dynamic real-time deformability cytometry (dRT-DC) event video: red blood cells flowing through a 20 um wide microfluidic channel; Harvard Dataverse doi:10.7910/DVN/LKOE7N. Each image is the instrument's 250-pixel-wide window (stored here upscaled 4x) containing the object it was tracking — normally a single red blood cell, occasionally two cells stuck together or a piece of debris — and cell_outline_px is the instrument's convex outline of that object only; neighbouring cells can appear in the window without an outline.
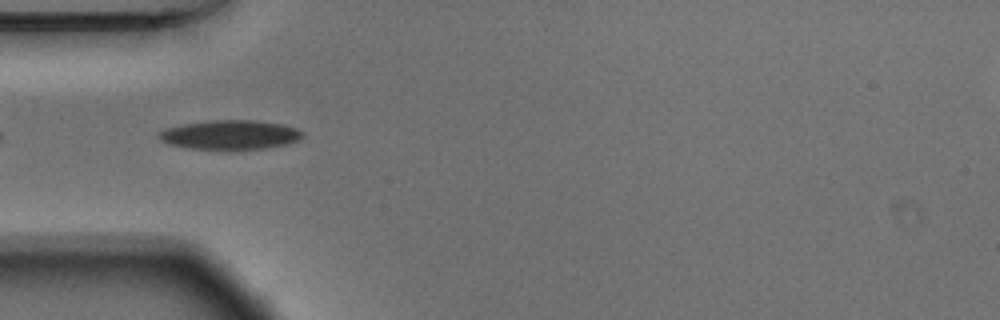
{"species": "Egyptian fruit bat (a non-hibernating species)", "species_latin": "Rousettus aegyptiacus", "temperature_condition": "warm", "stored_images_in_passage": 24, "camera_frame_rate_fps": 3000, "um_per_image_px": 0.085, "animal": {"sex": "male"}, "frame": {"image": 1, "passage_image": 2, "time_ms": 0.333, "image_size_px": [1000, 320], "cell_outline_px": [[304, 136], [300, 140], [288, 144], [264, 148], [192, 148], [168, 144], [160, 140], [156, 136], [164, 128], [184, 124], [208, 120], [256, 120], [280, 124], [296, 128], [304, 132]], "centroid_in_image_um": [19.57, 11.44], "position_along_channel_um": 65.4, "area_um2": 24.28}}
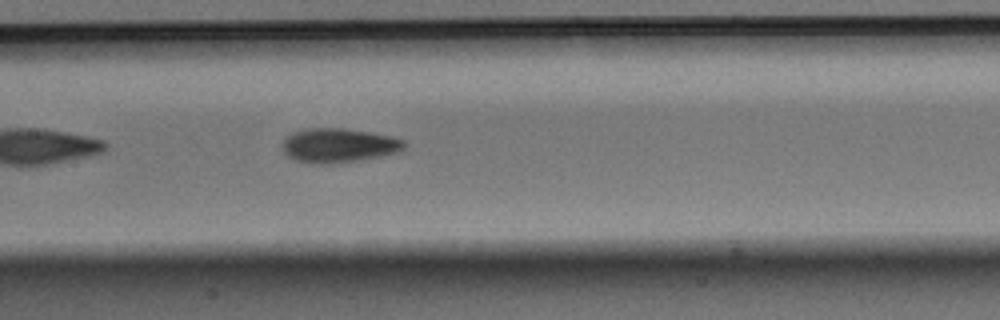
{"frame": {"image": 2, "passage_image": 11, "time_ms": 3.333, "image_size_px": [1000, 320], "cell_outline_px": [[404, 148], [396, 152], [364, 160], [332, 164], [312, 164], [292, 160], [280, 148], [280, 144], [292, 132], [308, 128], [344, 128], [368, 132], [388, 136], [404, 140]], "centroid_in_image_um": [28.7, 12.38], "position_along_channel_um": 178.7, "area_um2": 24.51}}
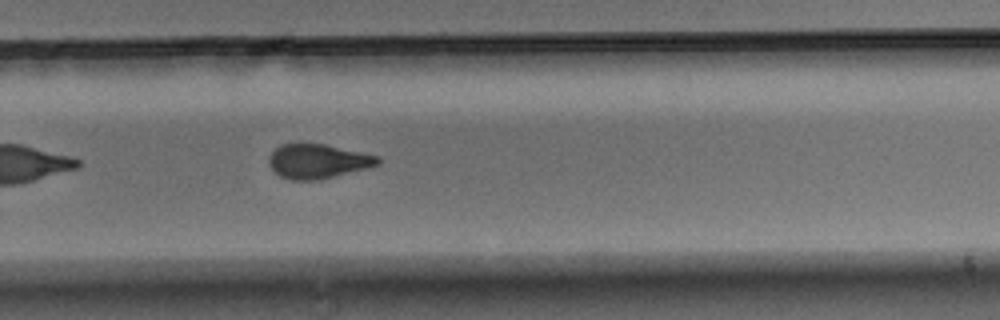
{"frame": {"image": 3, "passage_image": 21, "time_ms": 6.667, "image_size_px": [1000, 320], "cell_outline_px": [[380, 164], [320, 180], [292, 180], [280, 176], [268, 164], [268, 156], [280, 144], [324, 144], [380, 156]], "centroid_in_image_um": [27.0, 13.71], "position_along_channel_um": 302.8, "area_um2": 21.68}}